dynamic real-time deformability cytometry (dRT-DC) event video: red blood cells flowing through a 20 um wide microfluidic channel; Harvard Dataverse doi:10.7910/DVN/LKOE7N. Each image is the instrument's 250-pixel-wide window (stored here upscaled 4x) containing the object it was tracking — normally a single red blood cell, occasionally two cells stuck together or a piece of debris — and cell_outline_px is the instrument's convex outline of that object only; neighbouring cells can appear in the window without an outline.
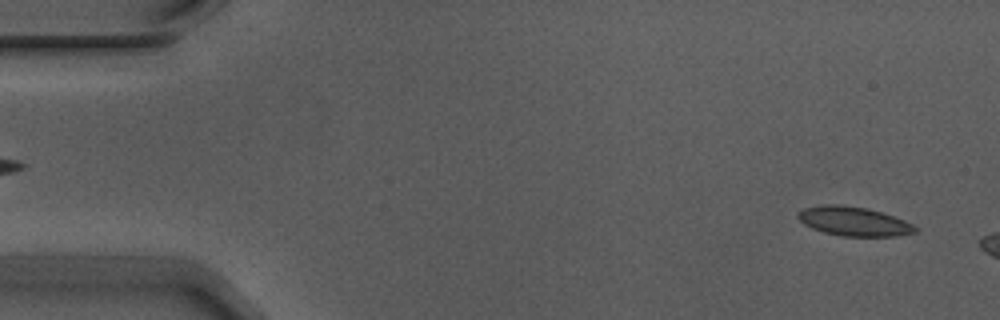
{"species": "Egyptian fruit bat (a non-hibernating species)", "species_latin": "Rousettus aegyptiacus", "temperature_condition": "warm", "stored_images_in_passage": 16, "camera_frame_rate_fps": 3000, "um_per_image_px": 0.085, "animal": {"sex": "male"}, "frame": {"image": 1, "passage_image": 2, "time_ms": 0.333, "image_size_px": [1000, 320], "cell_outline_px": [[920, 228], [916, 232], [896, 236], [840, 236], [824, 232], [812, 228], [804, 224], [796, 216], [804, 208], [828, 204], [840, 204], [868, 208], [904, 220]], "centroid_in_image_um": [72.59, 18.82], "position_along_channel_um": 12.4, "area_um2": 19.83}}
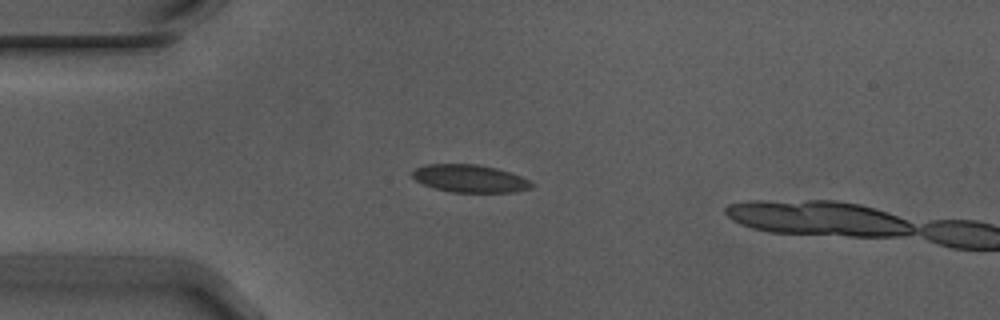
{"frame": {"image": 2, "passage_image": 13, "time_ms": 4.0, "image_size_px": [1000, 320], "cell_outline_px": [[536, 184], [532, 188], [516, 192], [452, 192], [436, 188], [424, 184], [416, 180], [412, 176], [412, 168], [424, 164], [476, 164], [496, 168], [520, 176]], "centroid_in_image_um": [39.93, 15.17], "position_along_channel_um": 45.1, "area_um2": 19.25}}